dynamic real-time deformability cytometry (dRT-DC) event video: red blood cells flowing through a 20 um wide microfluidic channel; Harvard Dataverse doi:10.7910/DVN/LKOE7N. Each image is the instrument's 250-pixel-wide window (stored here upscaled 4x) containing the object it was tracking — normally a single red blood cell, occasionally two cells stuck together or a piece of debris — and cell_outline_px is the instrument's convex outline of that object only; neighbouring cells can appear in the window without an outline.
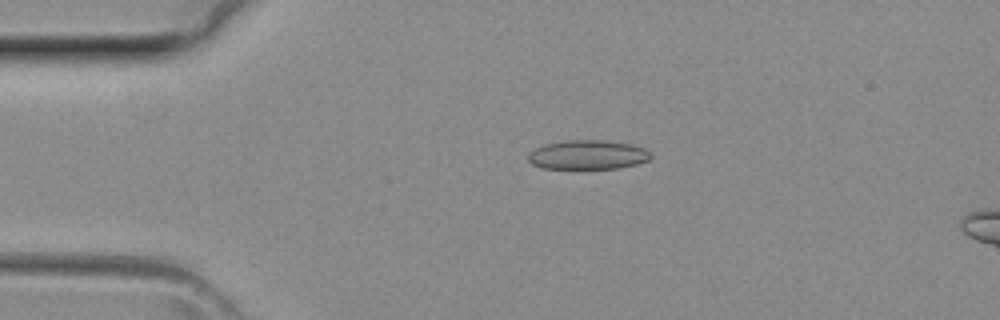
{"species": "common noctule bat (a hibernating species)", "species_latin": "Nyctalus noctula", "temperature_condition": "room temperature", "stored_images_in_passage": 2, "camera_frame_rate_fps": 3000, "um_per_image_px": 0.085, "animal": {"sex": "female", "body_mass_g": 29.2, "forearm_length_mm": 56.3}, "frame": {"image": 1, "passage_image": 1, "time_ms": 0.0, "image_size_px": [1000, 320], "cell_outline_px": [[652, 156], [648, 160], [636, 164], [620, 168], [544, 168], [532, 164], [528, 160], [528, 152], [544, 144], [564, 140], [608, 140], [632, 144], [644, 148]], "centroid_in_image_um": [49.95, 13.14], "position_along_channel_um": 35.1, "area_um2": 20.92}}